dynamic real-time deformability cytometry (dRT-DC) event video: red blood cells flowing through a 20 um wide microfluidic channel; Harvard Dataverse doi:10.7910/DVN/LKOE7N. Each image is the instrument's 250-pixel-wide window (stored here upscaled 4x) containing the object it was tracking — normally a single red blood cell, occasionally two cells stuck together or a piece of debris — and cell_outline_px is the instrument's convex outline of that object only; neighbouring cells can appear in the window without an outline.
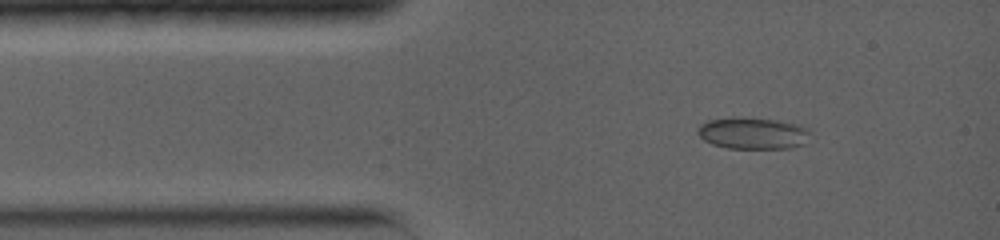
{"species": "common noctule bat (a hibernating species)", "species_latin": "Nyctalus noctula", "temperature_condition": "warm", "stored_images_in_passage": 23, "camera_frame_rate_fps": 5000, "um_per_image_px": 0.085, "animal": {"sex": "female", "body_mass_g": 19.0, "forearm_length_mm": 56.7}, "frame": {"image": 1, "passage_image": 2, "time_ms": 1.0, "image_size_px": [1000, 240], "cell_outline_px": [[808, 132], [804, 144], [792, 148], [728, 148], [712, 144], [704, 140], [696, 132], [700, 124], [708, 120], [732, 116], [736, 116], [776, 120], [800, 124], [808, 128]], "centroid_in_image_um": [63.96, 11.31], "position_along_channel_um": 21.0, "area_um2": 20.92}}
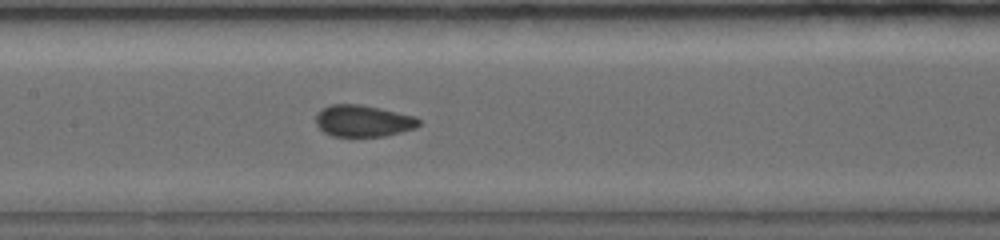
{"frame": {"image": 2, "passage_image": 7, "time_ms": 5.8, "image_size_px": [1000, 240], "cell_outline_px": [[420, 124], [416, 128], [384, 136], [332, 136], [324, 132], [316, 124], [316, 116], [320, 108], [332, 104], [360, 104], [380, 108], [416, 116], [420, 120]], "centroid_in_image_um": [30.87, 10.27], "position_along_channel_um": 176.5, "area_um2": 19.07}}
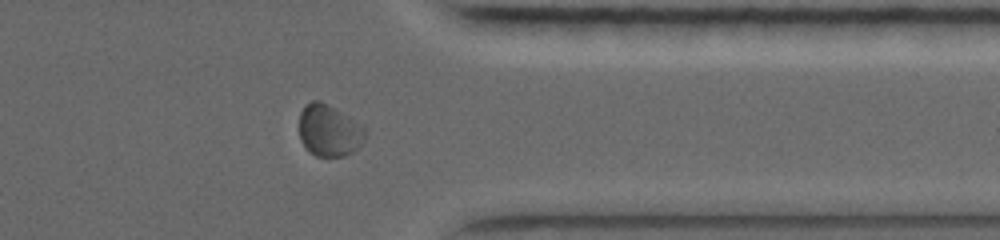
{"frame": {"image": 3, "passage_image": 16, "time_ms": 11.2, "image_size_px": [1000, 240], "cell_outline_px": [[368, 136], [352, 152], [344, 156], [316, 156], [308, 152], [300, 140], [300, 112], [304, 104], [312, 100], [320, 100], [328, 104], [364, 124], [368, 132]], "centroid_in_image_um": [28.0, 11.07], "position_along_channel_um": 383.4, "area_um2": 20.4}, "authors_computed_cell_mechanics": {"area_um2": 19.5364, "velocity_mm_per_s": 3.9018, "shape_relaxation_time_tau1_ms": 2.6895, "shape_relaxation_time_tau2_ms": null, "deformation_change_tau1": 0.0777, "deformation_change_tau2": null}}